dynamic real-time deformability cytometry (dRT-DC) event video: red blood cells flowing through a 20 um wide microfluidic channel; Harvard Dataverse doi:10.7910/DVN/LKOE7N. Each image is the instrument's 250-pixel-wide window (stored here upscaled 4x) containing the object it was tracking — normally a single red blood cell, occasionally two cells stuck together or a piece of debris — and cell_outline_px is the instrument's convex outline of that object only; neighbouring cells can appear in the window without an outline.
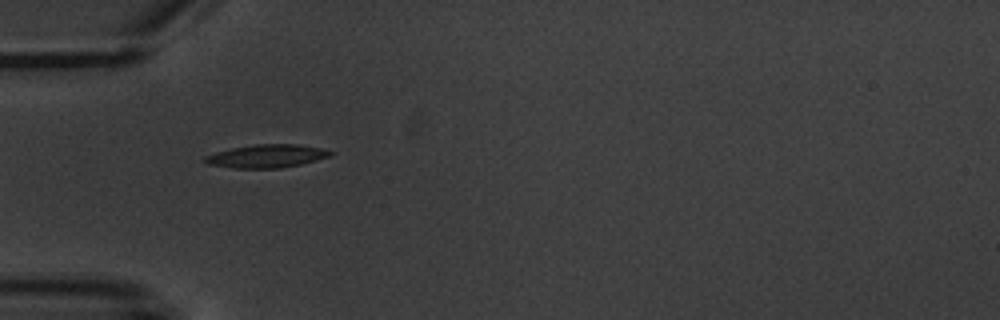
{"species": "common noctule bat (a hibernating species)", "species_latin": "Nyctalus noctula", "temperature_condition": "warm", "stored_images_in_passage": 2, "camera_frame_rate_fps": 3000, "um_per_image_px": 0.085, "animal": {"sex": "male", "body_mass_g": 20.1, "forearm_length_mm": 53.5}, "frame": {"image": 1, "passage_image": 1, "time_ms": 0.0, "image_size_px": [1000, 320], "cell_outline_px": [[336, 152], [332, 156], [300, 164], [280, 168], [232, 168], [208, 164], [200, 160], [204, 156], [216, 152], [232, 148], [252, 144], [296, 144], [320, 148]], "centroid_in_image_um": [22.64, 13.27], "position_along_channel_um": 62.4, "area_um2": 17.05}}